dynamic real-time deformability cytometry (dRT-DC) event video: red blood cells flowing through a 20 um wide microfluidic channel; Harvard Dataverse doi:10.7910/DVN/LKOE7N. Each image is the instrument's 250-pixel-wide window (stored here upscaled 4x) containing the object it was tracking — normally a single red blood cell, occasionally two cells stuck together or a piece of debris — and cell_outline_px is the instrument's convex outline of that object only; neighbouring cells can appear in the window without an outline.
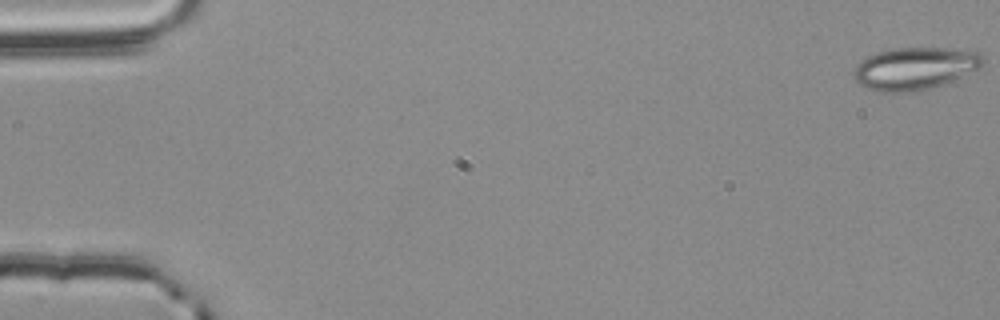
{"species": "common noctule bat (a hibernating species)", "species_latin": "Nyctalus noctula", "temperature_condition": "room temperature", "stored_images_in_passage": 56, "camera_frame_rate_fps": 3000, "um_per_image_px": 0.085, "animal": {"sex": "male", "body_mass_g": 20.4}, "frame": {"image": 1, "passage_image": 1, "time_ms": 0.0, "image_size_px": [1000, 320], "cell_outline_px": [[984, 64], [980, 68], [944, 84], [920, 92], [880, 92], [868, 88], [860, 84], [856, 80], [852, 72], [856, 64], [868, 56], [876, 52], [892, 48], [944, 48], [980, 52], [984, 56]], "centroid_in_image_um": [77.77, 5.82], "position_along_channel_um": 7.2, "area_um2": 32.19}}
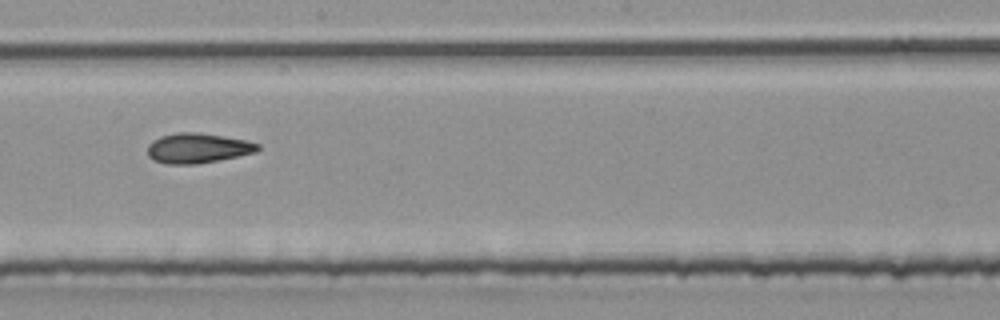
{"frame": {"image": 2, "passage_image": 32, "time_ms": 10.333, "image_size_px": [1000, 320], "cell_outline_px": [[260, 148], [256, 152], [196, 164], [164, 164], [152, 160], [148, 156], [148, 144], [152, 140], [160, 136], [176, 132], [196, 132], [248, 140], [260, 144]], "centroid_in_image_um": [16.77, 12.58], "position_along_channel_um": 231.4, "area_um2": 19.31}}
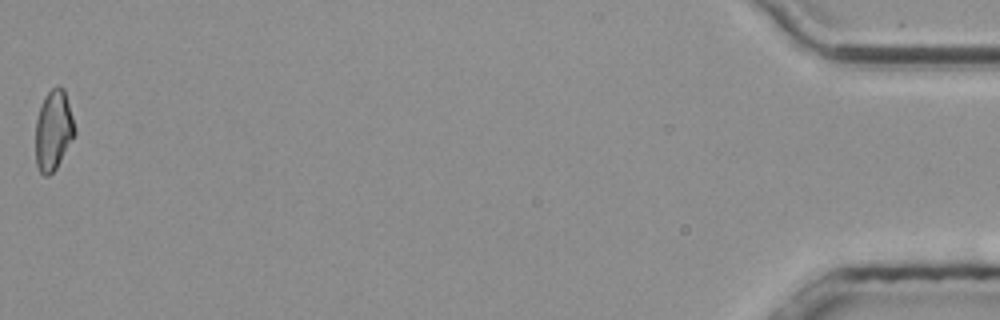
{"frame": {"image": 3, "passage_image": 56, "time_ms": 18.333, "image_size_px": [1000, 320], "cell_outline_px": [[76, 132], [72, 140], [56, 168], [48, 176], [44, 176], [40, 172], [36, 164], [36, 120], [44, 96], [52, 88], [64, 88], [72, 116]], "centroid_in_image_um": [4.53, 11.09], "position_along_channel_um": 430.7, "area_um2": 17.98}, "authors_computed_cell_mechanics": {"area_um2": 19.1896, "velocity_mm_per_s": 3.7736, "shape_relaxation_time_tau1_ms": 9.1019, "shape_relaxation_time_tau2_ms": 2.7449, "deformation_change_tau1": 0.1572, "deformation_change_tau2": 0.1052}}